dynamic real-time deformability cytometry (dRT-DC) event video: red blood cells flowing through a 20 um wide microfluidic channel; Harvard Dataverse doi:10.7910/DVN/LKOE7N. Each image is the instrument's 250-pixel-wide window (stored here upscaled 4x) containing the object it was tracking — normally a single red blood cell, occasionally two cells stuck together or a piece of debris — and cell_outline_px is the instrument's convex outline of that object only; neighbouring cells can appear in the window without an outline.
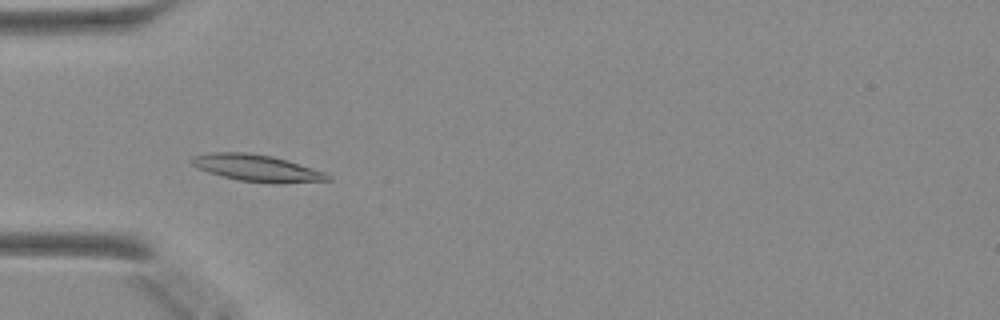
{"species": "Egyptian fruit bat (a non-hibernating species)", "species_latin": "Rousettus aegyptiacus", "temperature_condition": "warm", "stored_images_in_passage": 37, "camera_frame_rate_fps": 3000, "um_per_image_px": 0.085, "animal": {"sex": "female"}, "frame": {"image": 1, "passage_image": 4, "time_ms": 1.0, "image_size_px": [1000, 320], "cell_outline_px": [[332, 180], [280, 184], [272, 184], [240, 180], [208, 172], [192, 164], [188, 160], [192, 156], [212, 152], [244, 152], [272, 156], [288, 160], [324, 172], [332, 176]], "centroid_in_image_um": [21.87, 14.29], "position_along_channel_um": 63.1, "area_um2": 21.27}}
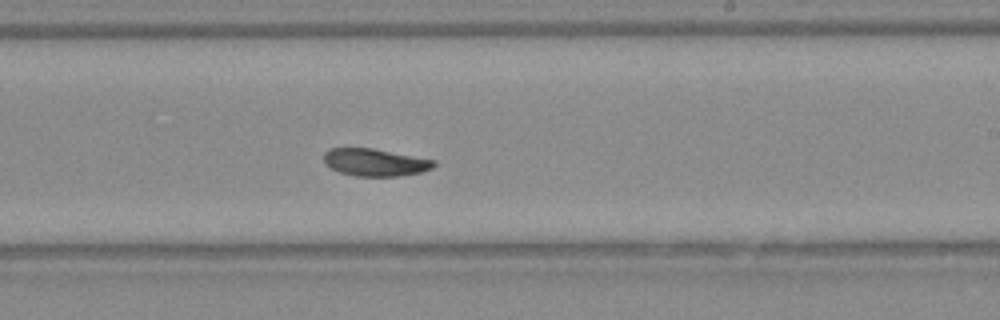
{"frame": {"image": 2, "passage_image": 18, "time_ms": 5.667, "image_size_px": [1000, 320], "cell_outline_px": [[436, 164], [432, 168], [420, 172], [400, 176], [356, 176], [340, 172], [324, 164], [324, 152], [328, 148], [372, 148], [436, 160]], "centroid_in_image_um": [31.87, 13.79], "position_along_channel_um": 257.1, "area_um2": 17.57}}
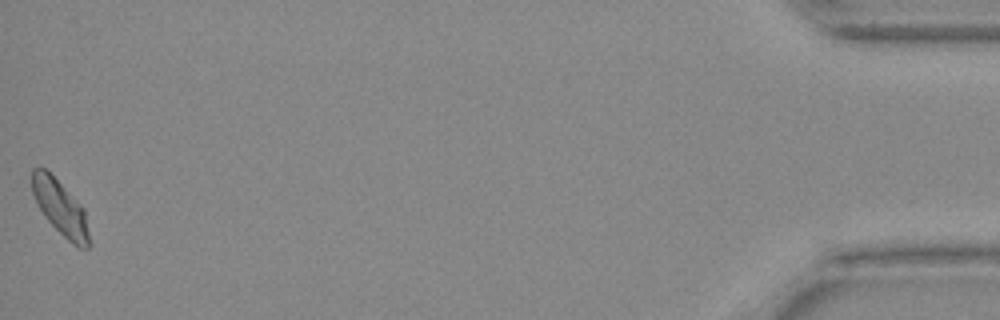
{"frame": {"image": 3, "passage_image": 37, "time_ms": 12.0, "image_size_px": [1000, 320], "cell_outline_px": [[88, 248], [76, 248], [48, 220], [40, 208], [32, 192], [32, 168], [44, 168], [84, 208], [88, 232]], "centroid_in_image_um": [5.13, 17.68], "position_along_channel_um": 430.1, "area_um2": 17.51}}